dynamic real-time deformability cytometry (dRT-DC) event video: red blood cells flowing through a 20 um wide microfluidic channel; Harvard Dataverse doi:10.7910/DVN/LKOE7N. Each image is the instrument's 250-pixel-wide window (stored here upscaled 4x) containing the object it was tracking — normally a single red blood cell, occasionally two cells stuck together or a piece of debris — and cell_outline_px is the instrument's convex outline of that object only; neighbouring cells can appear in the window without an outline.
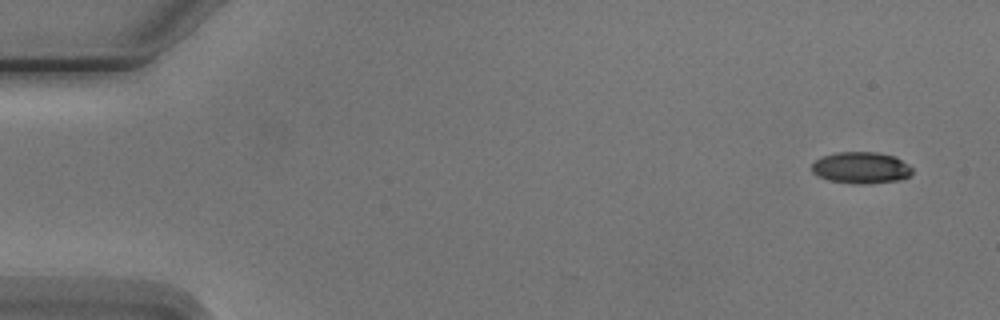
{"species": "Egyptian fruit bat (a non-hibernating species)", "species_latin": "Rousettus aegyptiacus", "temperature_condition": "cold", "stored_images_in_passage": 4, "camera_frame_rate_fps": 3000, "um_per_image_px": 0.085, "animal": {"sex": "male"}, "frame": {"image": 1, "passage_image": 1, "time_ms": 0.0, "image_size_px": [1000, 320], "cell_outline_px": [[912, 172], [908, 176], [900, 180], [864, 184], [852, 184], [828, 180], [812, 172], [812, 164], [816, 160], [824, 156], [836, 152], [876, 152], [896, 156], [908, 164], [912, 168]], "centroid_in_image_um": [73.2, 14.26], "position_along_channel_um": 11.8, "area_um2": 18.5}}
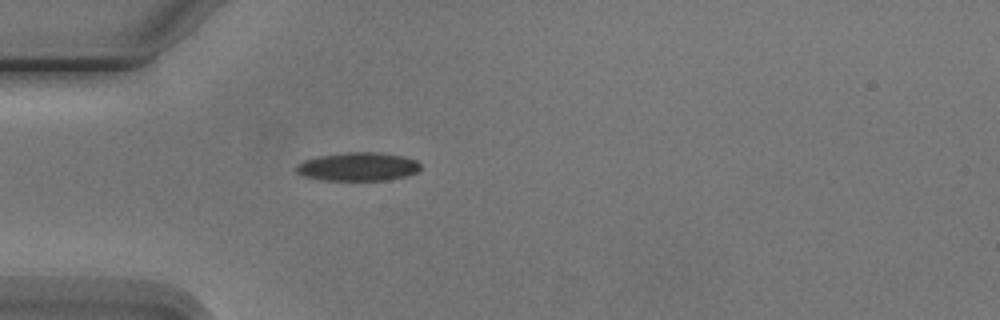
{"frame": {"image": 2, "passage_image": 4, "time_ms": 4.333, "image_size_px": [1000, 320], "cell_outline_px": [[420, 168], [416, 172], [408, 176], [388, 180], [324, 180], [304, 176], [296, 172], [296, 164], [304, 160], [320, 156], [348, 152], [380, 152], [404, 156], [416, 160], [420, 164]], "centroid_in_image_um": [30.45, 14.16], "position_along_channel_um": 54.5, "area_um2": 20.69}}